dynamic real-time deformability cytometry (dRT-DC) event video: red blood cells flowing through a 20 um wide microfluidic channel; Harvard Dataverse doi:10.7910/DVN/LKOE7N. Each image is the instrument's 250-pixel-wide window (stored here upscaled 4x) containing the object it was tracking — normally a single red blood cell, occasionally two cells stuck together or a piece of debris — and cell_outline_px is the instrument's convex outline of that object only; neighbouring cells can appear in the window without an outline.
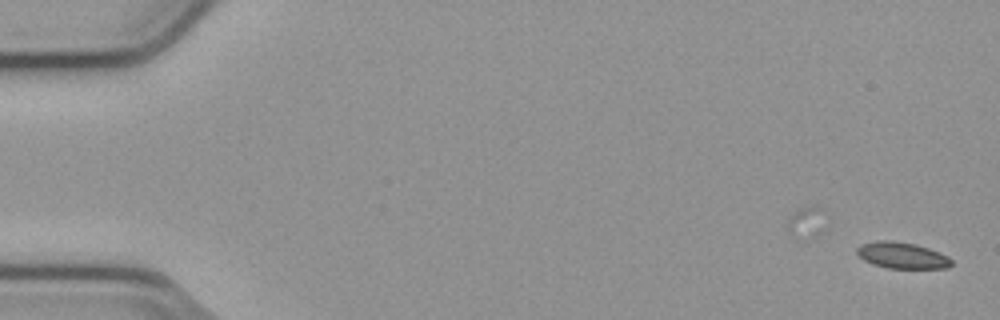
{"species": "common noctule bat (a hibernating species)", "species_latin": "Nyctalus noctula", "temperature_condition": "cold", "stored_images_in_passage": 44, "camera_frame_rate_fps": 3000, "um_per_image_px": 0.085, "animal": {"sex": "male", "body_mass_g": 23.1, "forearm_length_mm": 52.7}, "frame": {"image": 1, "passage_image": 1, "time_ms": 0.0, "image_size_px": [1000, 320], "cell_outline_px": [[952, 264], [948, 268], [888, 268], [872, 264], [864, 260], [856, 252], [856, 248], [860, 244], [880, 240], [892, 240], [916, 244], [940, 252], [948, 256], [952, 260]], "centroid_in_image_um": [76.68, 21.7], "position_along_channel_um": 8.3, "area_um2": 14.57}}
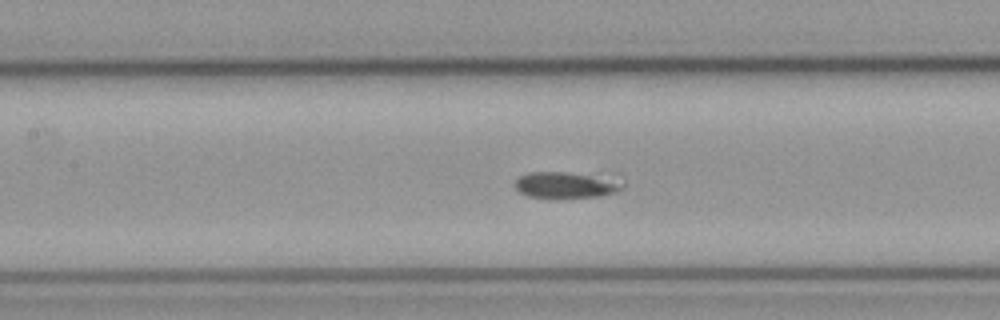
{"frame": {"image": 2, "passage_image": 25, "time_ms": 8.0, "image_size_px": [1000, 320], "cell_outline_px": [[624, 188], [616, 192], [600, 196], [556, 200], [548, 200], [528, 196], [520, 192], [516, 188], [516, 180], [520, 176], [528, 172], [620, 172], [624, 180]], "centroid_in_image_um": [48.38, 15.69], "position_along_channel_um": 159.0, "area_um2": 18.61}}
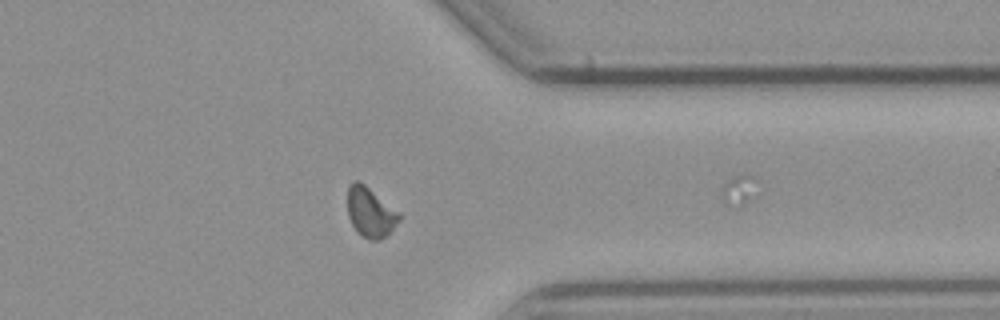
{"frame": {"image": 3, "passage_image": 43, "time_ms": 14.0, "image_size_px": [1000, 320], "cell_outline_px": [[400, 220], [380, 240], [372, 240], [360, 236], [356, 232], [348, 216], [348, 184], [352, 180], [360, 180], [400, 212]], "centroid_in_image_um": [31.46, 18.01], "position_along_channel_um": 379.9, "area_um2": 15.14}}